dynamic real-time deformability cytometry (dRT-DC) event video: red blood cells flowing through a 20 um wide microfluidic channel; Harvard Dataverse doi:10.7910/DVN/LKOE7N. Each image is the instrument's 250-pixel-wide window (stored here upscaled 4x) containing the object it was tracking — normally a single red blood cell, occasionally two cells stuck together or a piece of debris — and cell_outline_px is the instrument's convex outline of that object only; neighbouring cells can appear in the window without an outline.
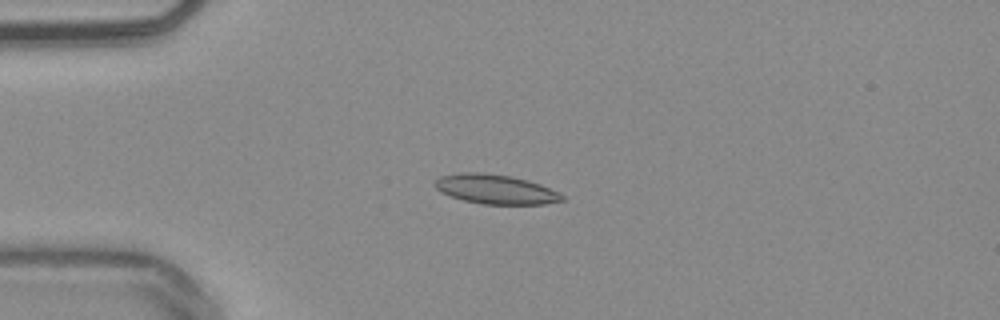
{"species": "common noctule bat (a hibernating species)", "species_latin": "Nyctalus noctula", "temperature_condition": "warm", "stored_images_in_passage": 20, "camera_frame_rate_fps": 3000, "um_per_image_px": 0.085, "animal": {"sex": "male", "body_mass_g": 20.4}, "frame": {"image": 1, "passage_image": 14, "time_ms": 4.333, "image_size_px": [1000, 320], "cell_outline_px": [[564, 200], [544, 204], [484, 204], [464, 200], [440, 192], [432, 184], [440, 176], [460, 172], [484, 172], [508, 176], [528, 180], [540, 184], [560, 192], [564, 196]], "centroid_in_image_um": [42.12, 16.08], "position_along_channel_um": 42.9, "area_um2": 21.85}}
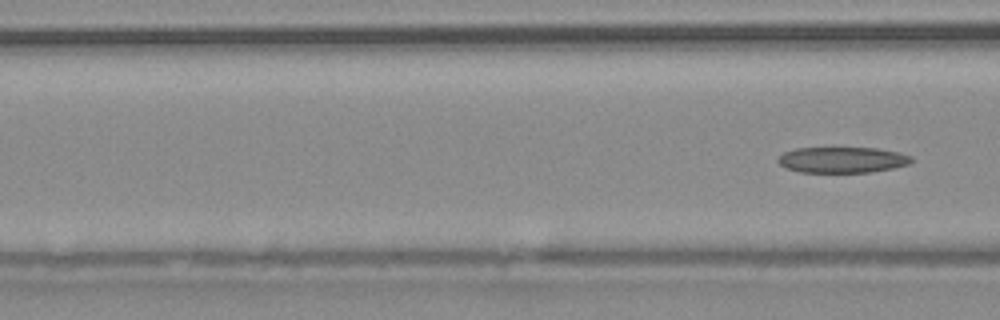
{"frame": {"image": 2, "passage_image": 20, "time_ms": 6.333, "image_size_px": [1000, 320], "cell_outline_px": [[912, 160], [908, 164], [892, 168], [872, 172], [800, 172], [788, 168], [780, 164], [776, 160], [784, 152], [796, 148], [876, 148], [900, 152], [912, 156]], "centroid_in_image_um": [71.61, 13.58], "position_along_channel_um": 95.0, "area_um2": 20.0}}